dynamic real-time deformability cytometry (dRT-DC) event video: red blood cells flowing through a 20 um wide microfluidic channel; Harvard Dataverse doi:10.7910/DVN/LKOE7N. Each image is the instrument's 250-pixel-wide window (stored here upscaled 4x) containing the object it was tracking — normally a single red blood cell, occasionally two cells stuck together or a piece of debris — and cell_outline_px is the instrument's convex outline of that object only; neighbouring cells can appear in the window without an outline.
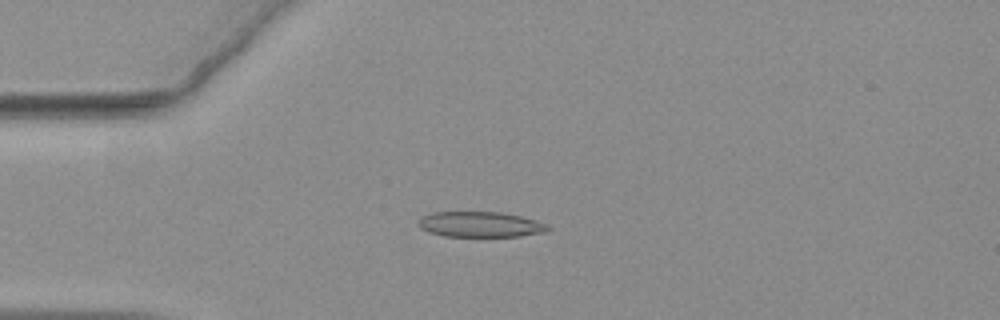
{"species": "common noctule bat (a hibernating species)", "species_latin": "Nyctalus noctula", "temperature_condition": "warm", "stored_images_in_passage": 56, "camera_frame_rate_fps": 3000, "um_per_image_px": 0.085, "animal": {"sex": "female", "body_mass_g": 19.3, "forearm_length_mm": 54.1}, "frame": {"image": 1, "passage_image": 14, "time_ms": 4.333, "image_size_px": [1000, 320], "cell_outline_px": [[552, 228], [548, 232], [520, 236], [444, 236], [428, 232], [420, 228], [416, 224], [416, 220], [420, 216], [432, 212], [500, 212], [520, 216], [548, 224]], "centroid_in_image_um": [40.79, 19.07], "position_along_channel_um": 44.2, "area_um2": 19.48}}
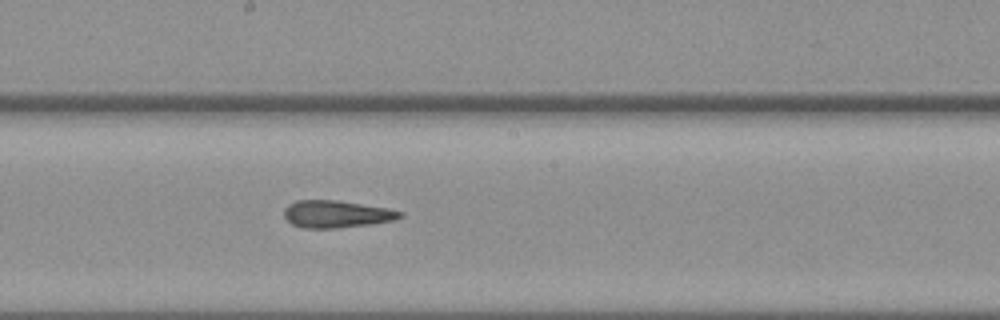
{"frame": {"image": 2, "passage_image": 30, "time_ms": 9.667, "image_size_px": [1000, 320], "cell_outline_px": [[404, 216], [396, 220], [372, 224], [336, 228], [304, 228], [292, 224], [284, 216], [284, 208], [288, 204], [296, 200], [336, 200], [388, 208], [404, 212]], "centroid_in_image_um": [28.63, 18.19], "position_along_channel_um": 219.6, "area_um2": 18.55}}
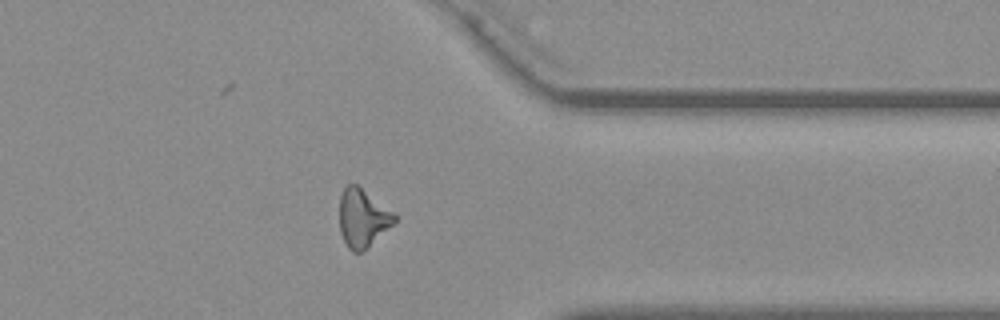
{"frame": {"image": 3, "passage_image": 44, "time_ms": 14.333, "image_size_px": [1000, 320], "cell_outline_px": [[396, 220], [368, 248], [360, 252], [352, 252], [348, 248], [340, 232], [340, 196], [344, 188], [348, 184], [356, 184], [396, 212]], "centroid_in_image_um": [30.84, 18.53], "position_along_channel_um": 380.6, "area_um2": 18.67}, "authors_computed_cell_mechanics": {"area_um2": 19.0451, "velocity_mm_per_s": 3.6505, "shape_relaxation_time_tau1_ms": null, "shape_relaxation_time_tau2_ms": 2.1339, "deformation_change_tau1": null, "deformation_change_tau2": 0.1107}}